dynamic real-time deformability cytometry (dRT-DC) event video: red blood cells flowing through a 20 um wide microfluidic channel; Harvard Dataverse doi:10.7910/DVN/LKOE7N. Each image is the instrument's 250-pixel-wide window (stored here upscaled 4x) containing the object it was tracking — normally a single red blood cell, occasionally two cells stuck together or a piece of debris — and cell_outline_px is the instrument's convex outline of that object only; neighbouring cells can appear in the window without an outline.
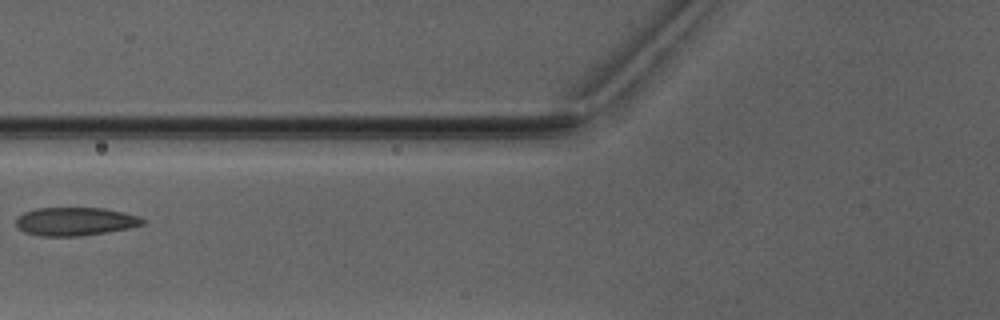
{"species": "Egyptian fruit bat (a non-hibernating species)", "species_latin": "Rousettus aegyptiacus", "temperature_condition": "warm", "stored_images_in_passage": 7, "camera_frame_rate_fps": 3000, "um_per_image_px": 0.085, "animal": {"sex": "male"}, "frame": {"image": 1, "passage_image": 6, "time_ms": 7.0, "image_size_px": [1000, 320], "cell_outline_px": [[144, 224], [128, 228], [80, 236], [40, 236], [24, 232], [16, 224], [16, 220], [24, 212], [36, 208], [104, 208], [124, 212], [140, 216], [144, 220]], "centroid_in_image_um": [6.4, 18.82], "position_along_channel_um": 119.4, "area_um2": 20.75}}
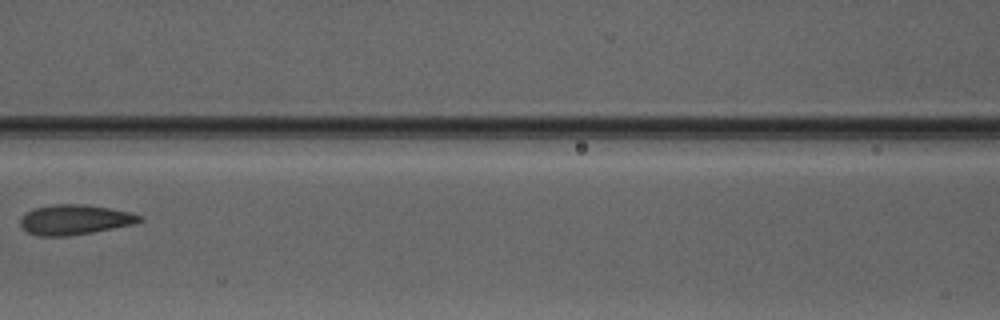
{"frame": {"image": 2, "passage_image": 7, "time_ms": 8.0, "image_size_px": [1000, 320], "cell_outline_px": [[144, 220], [132, 224], [92, 232], [68, 236], [40, 236], [28, 232], [20, 224], [20, 220], [28, 212], [36, 208], [52, 204], [84, 204], [132, 212], [140, 216]], "centroid_in_image_um": [6.37, 18.67], "position_along_channel_um": 160.2, "area_um2": 20.52}}